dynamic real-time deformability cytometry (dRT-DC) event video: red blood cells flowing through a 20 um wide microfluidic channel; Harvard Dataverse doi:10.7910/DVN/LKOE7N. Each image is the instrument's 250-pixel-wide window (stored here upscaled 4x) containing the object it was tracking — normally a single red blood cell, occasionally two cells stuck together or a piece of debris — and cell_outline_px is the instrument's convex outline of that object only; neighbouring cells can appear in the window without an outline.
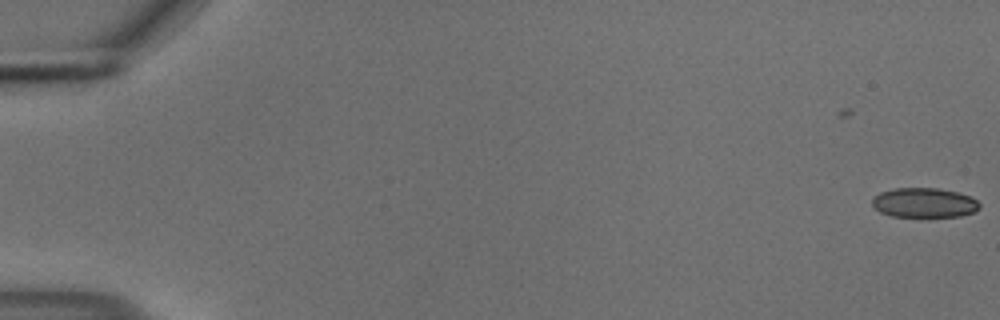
{"species": "common noctule bat (a hibernating species)", "species_latin": "Nyctalus noctula", "temperature_condition": "cold", "stored_images_in_passage": 41, "camera_frame_rate_fps": 3000, "um_per_image_px": 0.085, "animal": {"sex": "male", "body_mass_g": 18.8}, "frame": {"image": 1, "passage_image": 1, "time_ms": 0.0, "image_size_px": [1000, 320], "cell_outline_px": [[980, 208], [976, 212], [960, 216], [888, 216], [880, 212], [872, 204], [872, 196], [880, 192], [896, 188], [936, 188], [956, 192], [972, 196], [980, 204]], "centroid_in_image_um": [78.56, 17.23], "position_along_channel_um": 6.4, "area_um2": 18.61}}
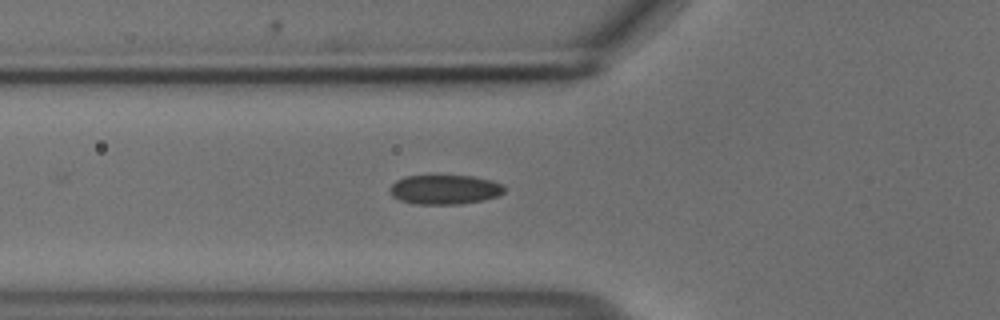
{"frame": {"image": 2, "passage_image": 21, "time_ms": 6.667, "image_size_px": [1000, 320], "cell_outline_px": [[504, 192], [500, 196], [484, 200], [460, 204], [416, 204], [400, 200], [392, 196], [388, 192], [392, 184], [396, 180], [404, 176], [472, 176], [492, 180], [504, 184]], "centroid_in_image_um": [37.82, 16.11], "position_along_channel_um": 88.0, "area_um2": 19.83}}
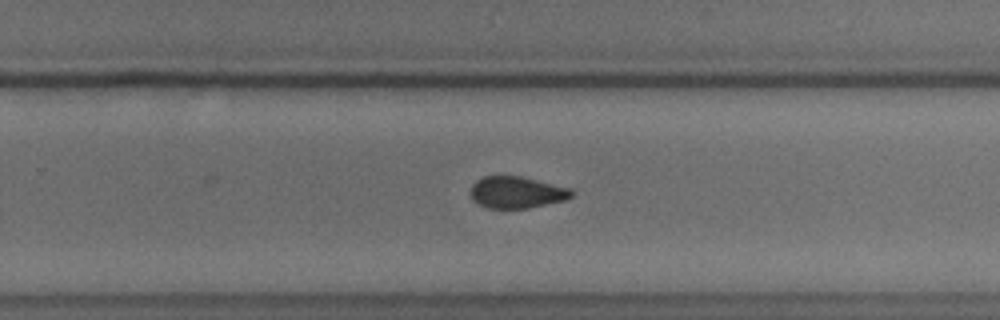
{"frame": {"image": 3, "passage_image": 37, "time_ms": 12.0, "image_size_px": [1000, 320], "cell_outline_px": [[576, 192], [568, 200], [528, 208], [488, 208], [472, 200], [472, 184], [476, 180], [484, 176], [520, 176], [572, 188]], "centroid_in_image_um": [43.98, 16.35], "position_along_channel_um": 285.8, "area_um2": 18.79}}